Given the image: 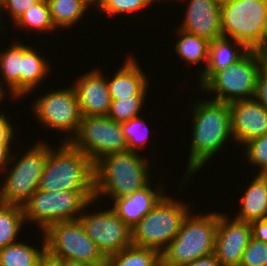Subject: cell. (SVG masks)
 Returning <instances> with one entry per match:
<instances>
[{"instance_id":"1","label":"cell","mask_w":267,"mask_h":266,"mask_svg":"<svg viewBox=\"0 0 267 266\" xmlns=\"http://www.w3.org/2000/svg\"><path fill=\"white\" fill-rule=\"evenodd\" d=\"M192 107V140L184 173L187 180L233 139L229 103L195 99Z\"/></svg>"},{"instance_id":"2","label":"cell","mask_w":267,"mask_h":266,"mask_svg":"<svg viewBox=\"0 0 267 266\" xmlns=\"http://www.w3.org/2000/svg\"><path fill=\"white\" fill-rule=\"evenodd\" d=\"M150 162L132 151L110 154L98 160L94 164L95 201L98 203L103 196L113 201L147 187L153 181Z\"/></svg>"},{"instance_id":"3","label":"cell","mask_w":267,"mask_h":266,"mask_svg":"<svg viewBox=\"0 0 267 266\" xmlns=\"http://www.w3.org/2000/svg\"><path fill=\"white\" fill-rule=\"evenodd\" d=\"M38 189L44 191H94V164L69 142L50 147Z\"/></svg>"},{"instance_id":"4","label":"cell","mask_w":267,"mask_h":266,"mask_svg":"<svg viewBox=\"0 0 267 266\" xmlns=\"http://www.w3.org/2000/svg\"><path fill=\"white\" fill-rule=\"evenodd\" d=\"M219 212L193 214L183 219L180 231L161 252V266H184L211 254L215 250V238Z\"/></svg>"},{"instance_id":"5","label":"cell","mask_w":267,"mask_h":266,"mask_svg":"<svg viewBox=\"0 0 267 266\" xmlns=\"http://www.w3.org/2000/svg\"><path fill=\"white\" fill-rule=\"evenodd\" d=\"M164 196L131 228L132 245L156 249L160 253L180 231L183 219L193 210L190 203Z\"/></svg>"},{"instance_id":"6","label":"cell","mask_w":267,"mask_h":266,"mask_svg":"<svg viewBox=\"0 0 267 266\" xmlns=\"http://www.w3.org/2000/svg\"><path fill=\"white\" fill-rule=\"evenodd\" d=\"M51 146L47 142L38 140L21 157H18L19 159H16L17 153L13 155L12 152L9 164L10 166L13 163L16 164L12 167L8 164L0 172L8 173L0 187V203L22 206L31 197L38 189Z\"/></svg>"},{"instance_id":"7","label":"cell","mask_w":267,"mask_h":266,"mask_svg":"<svg viewBox=\"0 0 267 266\" xmlns=\"http://www.w3.org/2000/svg\"><path fill=\"white\" fill-rule=\"evenodd\" d=\"M95 200L94 191H44L37 189L22 205L24 221L35 222L43 232L50 224L75 220Z\"/></svg>"},{"instance_id":"8","label":"cell","mask_w":267,"mask_h":266,"mask_svg":"<svg viewBox=\"0 0 267 266\" xmlns=\"http://www.w3.org/2000/svg\"><path fill=\"white\" fill-rule=\"evenodd\" d=\"M264 57L255 50H249L237 62L215 72L200 90L213 93L211 100L224 103L254 98L258 70Z\"/></svg>"},{"instance_id":"9","label":"cell","mask_w":267,"mask_h":266,"mask_svg":"<svg viewBox=\"0 0 267 266\" xmlns=\"http://www.w3.org/2000/svg\"><path fill=\"white\" fill-rule=\"evenodd\" d=\"M42 235L46 241V255L54 260L98 265L107 259L88 237L79 219L52 223Z\"/></svg>"},{"instance_id":"10","label":"cell","mask_w":267,"mask_h":266,"mask_svg":"<svg viewBox=\"0 0 267 266\" xmlns=\"http://www.w3.org/2000/svg\"><path fill=\"white\" fill-rule=\"evenodd\" d=\"M266 19L267 0H231L221 5L223 37L241 42L260 54Z\"/></svg>"},{"instance_id":"11","label":"cell","mask_w":267,"mask_h":266,"mask_svg":"<svg viewBox=\"0 0 267 266\" xmlns=\"http://www.w3.org/2000/svg\"><path fill=\"white\" fill-rule=\"evenodd\" d=\"M34 117L45 128L61 132L65 137L61 142H70L78 131L82 115L73 86L51 90L40 95L30 105ZM67 133L69 135H67Z\"/></svg>"},{"instance_id":"12","label":"cell","mask_w":267,"mask_h":266,"mask_svg":"<svg viewBox=\"0 0 267 266\" xmlns=\"http://www.w3.org/2000/svg\"><path fill=\"white\" fill-rule=\"evenodd\" d=\"M69 143L93 164L110 154L128 151L121 123L108 116H82L78 131Z\"/></svg>"},{"instance_id":"13","label":"cell","mask_w":267,"mask_h":266,"mask_svg":"<svg viewBox=\"0 0 267 266\" xmlns=\"http://www.w3.org/2000/svg\"><path fill=\"white\" fill-rule=\"evenodd\" d=\"M95 203V200L90 201L78 219L88 237L107 258L132 245L131 228L112 208L87 213V208Z\"/></svg>"},{"instance_id":"14","label":"cell","mask_w":267,"mask_h":266,"mask_svg":"<svg viewBox=\"0 0 267 266\" xmlns=\"http://www.w3.org/2000/svg\"><path fill=\"white\" fill-rule=\"evenodd\" d=\"M219 213L214 253L220 266H239L252 238L251 223Z\"/></svg>"},{"instance_id":"15","label":"cell","mask_w":267,"mask_h":266,"mask_svg":"<svg viewBox=\"0 0 267 266\" xmlns=\"http://www.w3.org/2000/svg\"><path fill=\"white\" fill-rule=\"evenodd\" d=\"M234 142L240 146L267 134V109L255 98L229 103Z\"/></svg>"},{"instance_id":"16","label":"cell","mask_w":267,"mask_h":266,"mask_svg":"<svg viewBox=\"0 0 267 266\" xmlns=\"http://www.w3.org/2000/svg\"><path fill=\"white\" fill-rule=\"evenodd\" d=\"M101 69L94 68L82 76L79 75L72 84L79 102L82 116H107L111 97L107 77Z\"/></svg>"},{"instance_id":"17","label":"cell","mask_w":267,"mask_h":266,"mask_svg":"<svg viewBox=\"0 0 267 266\" xmlns=\"http://www.w3.org/2000/svg\"><path fill=\"white\" fill-rule=\"evenodd\" d=\"M188 3L182 23L177 28L210 42L223 37L220 5L214 0H190Z\"/></svg>"},{"instance_id":"18","label":"cell","mask_w":267,"mask_h":266,"mask_svg":"<svg viewBox=\"0 0 267 266\" xmlns=\"http://www.w3.org/2000/svg\"><path fill=\"white\" fill-rule=\"evenodd\" d=\"M165 187L167 185L160 184L158 189H154L149 184L131 195L114 199L112 209L118 217L132 228L167 194L165 193Z\"/></svg>"},{"instance_id":"19","label":"cell","mask_w":267,"mask_h":266,"mask_svg":"<svg viewBox=\"0 0 267 266\" xmlns=\"http://www.w3.org/2000/svg\"><path fill=\"white\" fill-rule=\"evenodd\" d=\"M126 57V61L115 71L113 77L107 79L111 100L147 95L148 89L150 90L149 78L141 69L137 58L132 55Z\"/></svg>"},{"instance_id":"20","label":"cell","mask_w":267,"mask_h":266,"mask_svg":"<svg viewBox=\"0 0 267 266\" xmlns=\"http://www.w3.org/2000/svg\"><path fill=\"white\" fill-rule=\"evenodd\" d=\"M249 49L233 39L221 37L210 42L209 60L206 69L198 76L200 88L215 72L227 68L241 59Z\"/></svg>"},{"instance_id":"21","label":"cell","mask_w":267,"mask_h":266,"mask_svg":"<svg viewBox=\"0 0 267 266\" xmlns=\"http://www.w3.org/2000/svg\"><path fill=\"white\" fill-rule=\"evenodd\" d=\"M249 181L242 195L240 210L235 219L245 222L262 220L267 217V179L262 174H256Z\"/></svg>"},{"instance_id":"22","label":"cell","mask_w":267,"mask_h":266,"mask_svg":"<svg viewBox=\"0 0 267 266\" xmlns=\"http://www.w3.org/2000/svg\"><path fill=\"white\" fill-rule=\"evenodd\" d=\"M34 46L22 44V72H20V99L41 85L47 79L50 62L40 55ZM39 84V85H38Z\"/></svg>"},{"instance_id":"23","label":"cell","mask_w":267,"mask_h":266,"mask_svg":"<svg viewBox=\"0 0 267 266\" xmlns=\"http://www.w3.org/2000/svg\"><path fill=\"white\" fill-rule=\"evenodd\" d=\"M12 41V44H9V47L0 51V74L3 78V83H0V99L4 100L6 95L11 96L13 99L20 98V72H22V43L19 41ZM8 87L5 90L3 89V84ZM9 94H7V92Z\"/></svg>"},{"instance_id":"24","label":"cell","mask_w":267,"mask_h":266,"mask_svg":"<svg viewBox=\"0 0 267 266\" xmlns=\"http://www.w3.org/2000/svg\"><path fill=\"white\" fill-rule=\"evenodd\" d=\"M177 35H179V39L174 44L175 51L177 55H179L181 58H183V61H185L187 64L193 66L194 64L201 63L203 61V66L201 71H198V76L206 69L208 60H209V46L210 41L198 37L194 34L188 33L186 31H183L181 29L176 28ZM193 64V65H192Z\"/></svg>"},{"instance_id":"25","label":"cell","mask_w":267,"mask_h":266,"mask_svg":"<svg viewBox=\"0 0 267 266\" xmlns=\"http://www.w3.org/2000/svg\"><path fill=\"white\" fill-rule=\"evenodd\" d=\"M42 247L36 248L21 241L0 249V264L4 266H38L46 256V241L41 237Z\"/></svg>"},{"instance_id":"26","label":"cell","mask_w":267,"mask_h":266,"mask_svg":"<svg viewBox=\"0 0 267 266\" xmlns=\"http://www.w3.org/2000/svg\"><path fill=\"white\" fill-rule=\"evenodd\" d=\"M52 22L57 29H70L84 17L88 5L82 0H47Z\"/></svg>"},{"instance_id":"27","label":"cell","mask_w":267,"mask_h":266,"mask_svg":"<svg viewBox=\"0 0 267 266\" xmlns=\"http://www.w3.org/2000/svg\"><path fill=\"white\" fill-rule=\"evenodd\" d=\"M108 266H161V253L156 249L131 245L106 259Z\"/></svg>"},{"instance_id":"28","label":"cell","mask_w":267,"mask_h":266,"mask_svg":"<svg viewBox=\"0 0 267 266\" xmlns=\"http://www.w3.org/2000/svg\"><path fill=\"white\" fill-rule=\"evenodd\" d=\"M24 224L22 206L0 203V249L17 242Z\"/></svg>"},{"instance_id":"29","label":"cell","mask_w":267,"mask_h":266,"mask_svg":"<svg viewBox=\"0 0 267 266\" xmlns=\"http://www.w3.org/2000/svg\"><path fill=\"white\" fill-rule=\"evenodd\" d=\"M13 25L25 31L36 30V33H53L57 30L51 19L47 0H40L30 6Z\"/></svg>"},{"instance_id":"30","label":"cell","mask_w":267,"mask_h":266,"mask_svg":"<svg viewBox=\"0 0 267 266\" xmlns=\"http://www.w3.org/2000/svg\"><path fill=\"white\" fill-rule=\"evenodd\" d=\"M148 95H134L129 98L112 100L108 117L122 123L134 117L140 116V111L145 104Z\"/></svg>"},{"instance_id":"31","label":"cell","mask_w":267,"mask_h":266,"mask_svg":"<svg viewBox=\"0 0 267 266\" xmlns=\"http://www.w3.org/2000/svg\"><path fill=\"white\" fill-rule=\"evenodd\" d=\"M134 117L121 123V130L127 143L128 151L140 152L149 139V128L143 118Z\"/></svg>"},{"instance_id":"32","label":"cell","mask_w":267,"mask_h":266,"mask_svg":"<svg viewBox=\"0 0 267 266\" xmlns=\"http://www.w3.org/2000/svg\"><path fill=\"white\" fill-rule=\"evenodd\" d=\"M154 4L152 0H101L100 5L96 10L99 12L108 15L109 17L116 15H128L137 13V11L141 12V10L148 9V7L153 6Z\"/></svg>"},{"instance_id":"33","label":"cell","mask_w":267,"mask_h":266,"mask_svg":"<svg viewBox=\"0 0 267 266\" xmlns=\"http://www.w3.org/2000/svg\"><path fill=\"white\" fill-rule=\"evenodd\" d=\"M246 161L252 167H258V174L267 169V134L246 142L244 145Z\"/></svg>"},{"instance_id":"34","label":"cell","mask_w":267,"mask_h":266,"mask_svg":"<svg viewBox=\"0 0 267 266\" xmlns=\"http://www.w3.org/2000/svg\"><path fill=\"white\" fill-rule=\"evenodd\" d=\"M239 266H267V243L252 237Z\"/></svg>"},{"instance_id":"35","label":"cell","mask_w":267,"mask_h":266,"mask_svg":"<svg viewBox=\"0 0 267 266\" xmlns=\"http://www.w3.org/2000/svg\"><path fill=\"white\" fill-rule=\"evenodd\" d=\"M40 0H1L0 1V22L2 21L3 11L9 14L13 24L19 17L30 7L39 2ZM8 10V11H6ZM9 12V13H8Z\"/></svg>"},{"instance_id":"36","label":"cell","mask_w":267,"mask_h":266,"mask_svg":"<svg viewBox=\"0 0 267 266\" xmlns=\"http://www.w3.org/2000/svg\"><path fill=\"white\" fill-rule=\"evenodd\" d=\"M254 98L267 109V56L261 60Z\"/></svg>"},{"instance_id":"37","label":"cell","mask_w":267,"mask_h":266,"mask_svg":"<svg viewBox=\"0 0 267 266\" xmlns=\"http://www.w3.org/2000/svg\"><path fill=\"white\" fill-rule=\"evenodd\" d=\"M4 114V112L1 113L0 111V144H11L14 141L15 130L11 124V118L8 119L7 114L6 116Z\"/></svg>"},{"instance_id":"38","label":"cell","mask_w":267,"mask_h":266,"mask_svg":"<svg viewBox=\"0 0 267 266\" xmlns=\"http://www.w3.org/2000/svg\"><path fill=\"white\" fill-rule=\"evenodd\" d=\"M252 237L267 243V217L251 222Z\"/></svg>"},{"instance_id":"39","label":"cell","mask_w":267,"mask_h":266,"mask_svg":"<svg viewBox=\"0 0 267 266\" xmlns=\"http://www.w3.org/2000/svg\"><path fill=\"white\" fill-rule=\"evenodd\" d=\"M184 266H220V263L213 252L211 254L202 256L201 258L195 259Z\"/></svg>"},{"instance_id":"40","label":"cell","mask_w":267,"mask_h":266,"mask_svg":"<svg viewBox=\"0 0 267 266\" xmlns=\"http://www.w3.org/2000/svg\"><path fill=\"white\" fill-rule=\"evenodd\" d=\"M13 144H0V171L2 172L6 166L9 164L12 150H10ZM11 152V153H10Z\"/></svg>"},{"instance_id":"41","label":"cell","mask_w":267,"mask_h":266,"mask_svg":"<svg viewBox=\"0 0 267 266\" xmlns=\"http://www.w3.org/2000/svg\"><path fill=\"white\" fill-rule=\"evenodd\" d=\"M261 54L267 56V19L265 21L264 31L261 40Z\"/></svg>"},{"instance_id":"42","label":"cell","mask_w":267,"mask_h":266,"mask_svg":"<svg viewBox=\"0 0 267 266\" xmlns=\"http://www.w3.org/2000/svg\"><path fill=\"white\" fill-rule=\"evenodd\" d=\"M38 266H61L57 260L50 258L49 256H45L39 263Z\"/></svg>"},{"instance_id":"43","label":"cell","mask_w":267,"mask_h":266,"mask_svg":"<svg viewBox=\"0 0 267 266\" xmlns=\"http://www.w3.org/2000/svg\"><path fill=\"white\" fill-rule=\"evenodd\" d=\"M61 266H89L84 262L71 261V260H57Z\"/></svg>"},{"instance_id":"44","label":"cell","mask_w":267,"mask_h":266,"mask_svg":"<svg viewBox=\"0 0 267 266\" xmlns=\"http://www.w3.org/2000/svg\"><path fill=\"white\" fill-rule=\"evenodd\" d=\"M84 3H86L89 8L90 6H94L96 9L98 8V6L100 5L101 3V0H82ZM97 6V7H96Z\"/></svg>"},{"instance_id":"45","label":"cell","mask_w":267,"mask_h":266,"mask_svg":"<svg viewBox=\"0 0 267 266\" xmlns=\"http://www.w3.org/2000/svg\"><path fill=\"white\" fill-rule=\"evenodd\" d=\"M218 5H224L228 2H230L231 0H214Z\"/></svg>"},{"instance_id":"46","label":"cell","mask_w":267,"mask_h":266,"mask_svg":"<svg viewBox=\"0 0 267 266\" xmlns=\"http://www.w3.org/2000/svg\"><path fill=\"white\" fill-rule=\"evenodd\" d=\"M89 266H108L106 261L101 263V264H98V265H89Z\"/></svg>"},{"instance_id":"47","label":"cell","mask_w":267,"mask_h":266,"mask_svg":"<svg viewBox=\"0 0 267 266\" xmlns=\"http://www.w3.org/2000/svg\"><path fill=\"white\" fill-rule=\"evenodd\" d=\"M5 28H6L5 25L4 24L2 25V23H0V32H2L3 29L5 30Z\"/></svg>"},{"instance_id":"48","label":"cell","mask_w":267,"mask_h":266,"mask_svg":"<svg viewBox=\"0 0 267 266\" xmlns=\"http://www.w3.org/2000/svg\"><path fill=\"white\" fill-rule=\"evenodd\" d=\"M262 175L267 179V169L262 173Z\"/></svg>"}]
</instances>
